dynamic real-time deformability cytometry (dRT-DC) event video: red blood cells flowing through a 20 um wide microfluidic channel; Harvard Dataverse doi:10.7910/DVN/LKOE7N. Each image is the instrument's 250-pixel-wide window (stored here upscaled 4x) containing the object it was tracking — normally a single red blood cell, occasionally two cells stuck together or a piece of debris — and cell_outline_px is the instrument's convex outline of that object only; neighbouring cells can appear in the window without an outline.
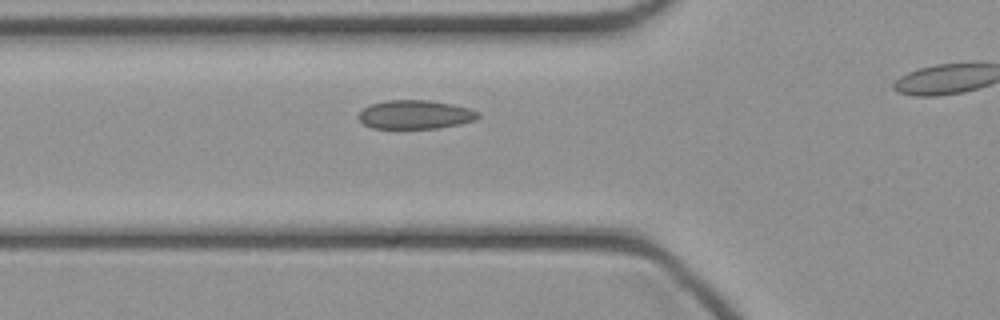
{"species": "common noctule bat (a hibernating species)", "species_latin": "Nyctalus noctula", "temperature_condition": "cold", "stored_images_in_passage": 18, "camera_frame_rate_fps": 3000, "um_per_image_px": 0.085, "animal": {"sex": "female", "body_mass_g": 21.9}, "frame": {"image": 1, "passage_image": 11, "time_ms": 3.333, "image_size_px": [1000, 320], "cell_outline_px": [[480, 116], [476, 120], [460, 124], [436, 128], [372, 128], [364, 124], [356, 116], [364, 108], [372, 104], [384, 100], [428, 100], [452, 104], [468, 108], [480, 112]], "centroid_in_image_um": [35.3, 9.73], "position_along_channel_um": 90.5, "area_um2": 20.06}}
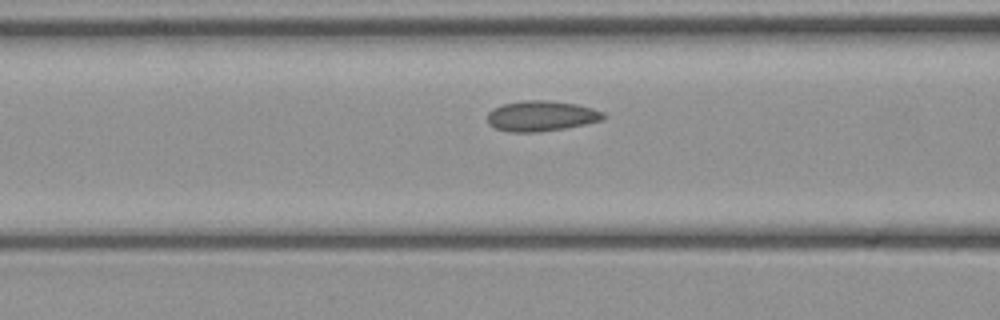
{"frame": {"image": 2, "passage_image": 13, "time_ms": 4.0, "image_size_px": [1000, 320], "cell_outline_px": [[608, 116], [604, 120], [564, 128], [540, 132], [508, 132], [496, 128], [488, 124], [488, 112], [492, 108], [504, 104], [524, 100], [548, 100], [576, 104], [592, 108], [604, 112]], "centroid_in_image_um": [46.02, 9.86], "position_along_channel_um": 120.6, "area_um2": 20.69}}
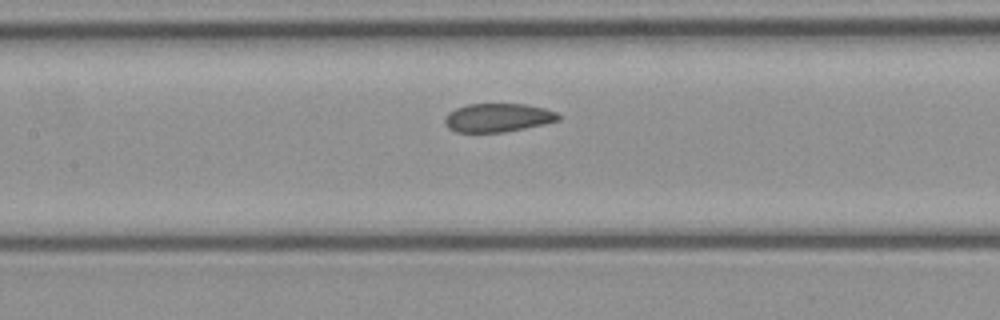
{"frame": {"image": 3, "passage_image": 16, "time_ms": 5.0, "image_size_px": [1000, 320], "cell_outline_px": [[560, 120], [544, 124], [504, 132], [456, 132], [448, 128], [444, 124], [444, 116], [448, 112], [456, 108], [468, 104], [524, 104], [544, 108], [556, 112], [560, 116]], "centroid_in_image_um": [42.28, 10.0], "position_along_channel_um": 165.1, "area_um2": 18.96}}